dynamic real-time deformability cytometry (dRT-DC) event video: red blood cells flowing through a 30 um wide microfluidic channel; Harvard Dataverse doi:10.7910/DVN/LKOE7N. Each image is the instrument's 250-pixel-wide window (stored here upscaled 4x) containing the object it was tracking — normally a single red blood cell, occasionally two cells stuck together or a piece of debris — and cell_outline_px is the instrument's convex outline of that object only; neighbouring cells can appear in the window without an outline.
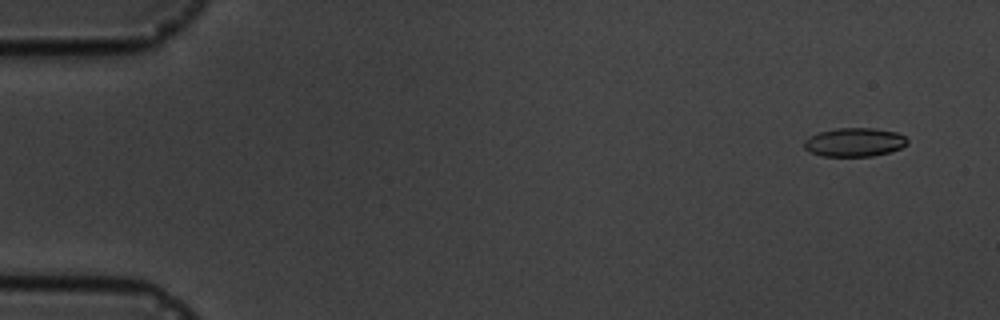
{"species": "common noctule bat (a hibernating species)", "species_latin": "Nyctalus noctula", "temperature_condition": "cold", "stored_images_in_passage": 5, "segment_of_instrument_passage": [1, 2], "camera_frame_rate_fps": 3000, "um_per_image_px": 0.085, "animal": {"sex": "male", "body_mass_g": 19.5, "forearm_length_mm": 54.6}, "frame": {"image": 1, "passage_image": 1, "time_ms": 0.0, "image_size_px": [1000, 320], "cell_outline_px": [[908, 144], [900, 148], [888, 152], [872, 156], [820, 156], [804, 148], [804, 140], [808, 136], [820, 132], [836, 128], [876, 128], [896, 132], [904, 136], [908, 140]], "centroid_in_image_um": [72.62, 12.08], "position_along_channel_um": 12.4, "area_um2": 17.28}}
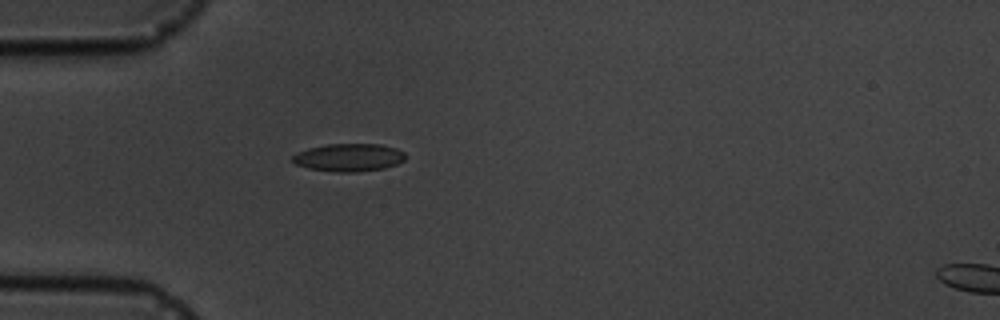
{"frame": {"image": 2, "passage_image": 4, "time_ms": 4.333, "image_size_px": [1000, 320], "cell_outline_px": [[404, 160], [396, 164], [384, 168], [356, 172], [336, 172], [308, 168], [296, 164], [292, 160], [292, 156], [296, 152], [308, 148], [328, 144], [380, 144], [396, 148], [404, 152]], "centroid_in_image_um": [29.63, 13.38], "position_along_channel_um": 55.4, "area_um2": 18.26}}